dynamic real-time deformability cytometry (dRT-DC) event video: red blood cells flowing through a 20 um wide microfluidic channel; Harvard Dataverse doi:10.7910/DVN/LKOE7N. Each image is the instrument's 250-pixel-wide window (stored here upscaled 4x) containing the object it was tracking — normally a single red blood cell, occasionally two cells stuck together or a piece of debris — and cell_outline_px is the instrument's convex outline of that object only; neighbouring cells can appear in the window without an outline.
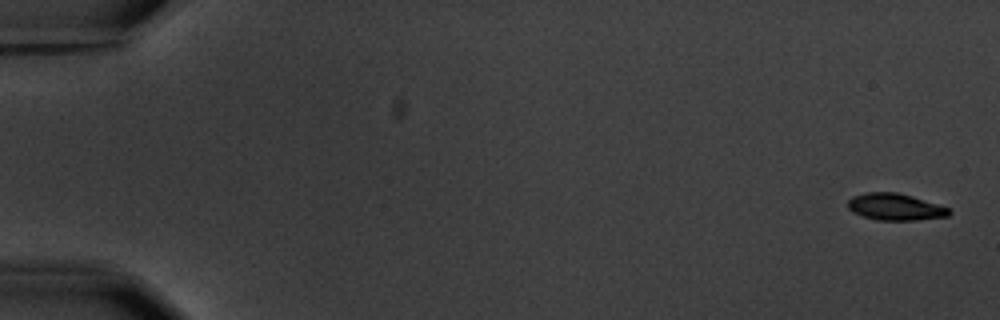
{"species": "common noctule bat (a hibernating species)", "species_latin": "Nyctalus noctula", "temperature_condition": "warm", "stored_images_in_passage": 8, "camera_frame_rate_fps": 3000, "um_per_image_px": 0.085, "animal": {"sex": "male", "body_mass_g": 20.1, "forearm_length_mm": 53.5}, "frame": {"image": 1, "passage_image": 1, "time_ms": 0.0, "image_size_px": [1000, 320], "cell_outline_px": [[952, 212], [948, 216], [916, 220], [876, 220], [852, 212], [848, 208], [848, 200], [852, 196], [864, 192], [896, 192], [912, 196], [948, 208]], "centroid_in_image_um": [76.05, 17.58], "position_along_channel_um": 8.9, "area_um2": 15.72}}
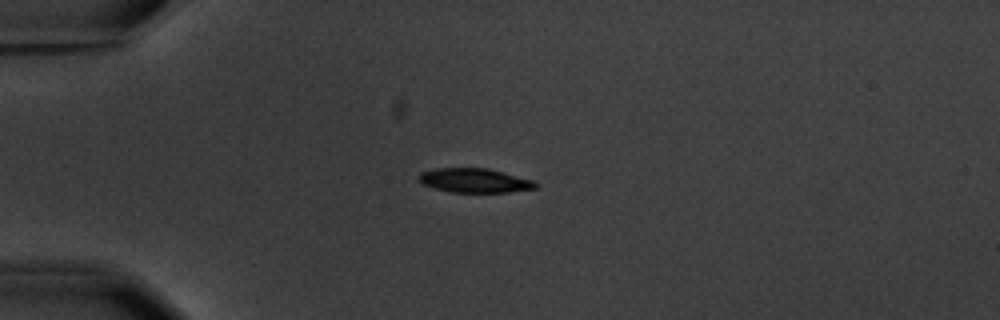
{"frame": {"image": 2, "passage_image": 5, "time_ms": 4.667, "image_size_px": [1000, 320], "cell_outline_px": [[536, 188], [508, 192], [452, 192], [420, 184], [420, 172], [436, 168], [488, 168], [536, 180]], "centroid_in_image_um": [40.37, 15.33], "position_along_channel_um": 44.6, "area_um2": 16.47}}
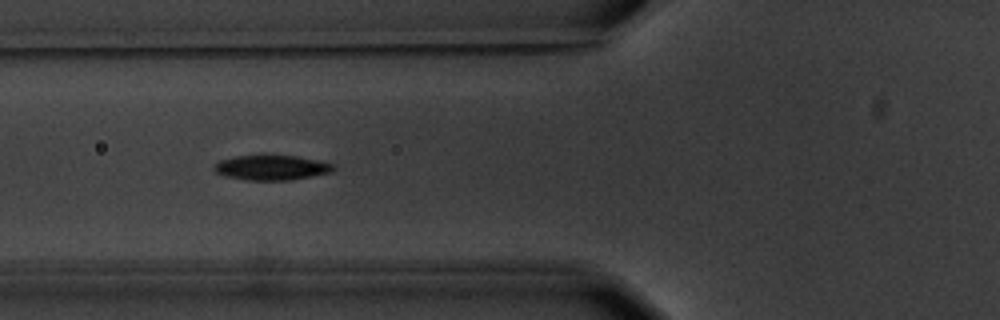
{"frame": {"image": 3, "passage_image": 7, "time_ms": 7.0, "image_size_px": [1000, 320], "cell_outline_px": [[336, 168], [332, 172], [288, 180], [248, 180], [224, 176], [216, 172], [212, 168], [220, 160], [236, 156], [260, 152], [264, 152], [296, 156], [316, 160], [332, 164]], "centroid_in_image_um": [23.03, 14.2], "position_along_channel_um": 102.8, "area_um2": 17.92}}